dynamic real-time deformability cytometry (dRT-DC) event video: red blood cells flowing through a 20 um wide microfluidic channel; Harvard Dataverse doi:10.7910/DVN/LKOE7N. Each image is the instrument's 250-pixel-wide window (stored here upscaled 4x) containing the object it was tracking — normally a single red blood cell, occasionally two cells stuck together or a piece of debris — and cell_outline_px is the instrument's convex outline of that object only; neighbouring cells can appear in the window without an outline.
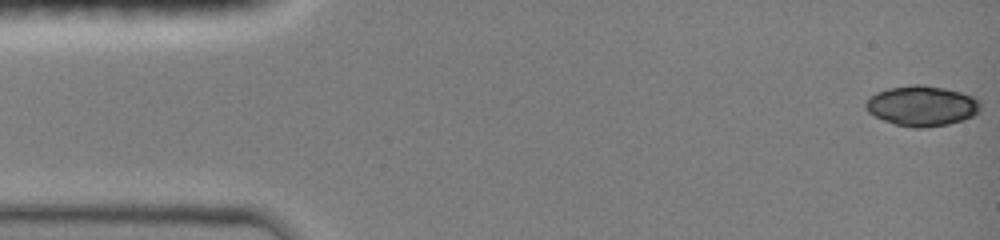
{"species": "common noctule bat (a hibernating species)", "species_latin": "Nyctalus noctula", "temperature_condition": "room temperature", "stored_images_in_passage": 39, "camera_frame_rate_fps": 3000, "um_per_image_px": 0.085, "animal": {"sex": "female", "body_mass_g": 19.0, "forearm_length_mm": 51.5}, "frame": {"image": 1, "passage_image": 1, "time_ms": 0.0, "image_size_px": [1000, 240], "cell_outline_px": [[980, 112], [964, 120], [948, 124], [924, 128], [912, 128], [896, 124], [884, 120], [868, 112], [864, 108], [864, 104], [868, 96], [876, 92], [888, 88], [912, 84], [924, 84], [944, 88], [960, 92], [972, 96], [980, 100]], "centroid_in_image_um": [78.34, 8.99], "position_along_channel_um": 6.7, "area_um2": 27.22}}
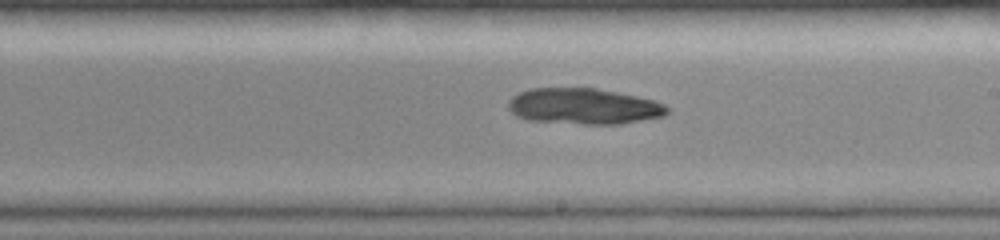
{"frame": {"image": 2, "passage_image": 22, "time_ms": 7.0, "image_size_px": [1000, 240], "cell_outline_px": [[668, 112], [664, 116], [620, 124], [584, 124], [528, 120], [516, 116], [508, 108], [508, 100], [512, 96], [520, 92], [532, 88], [596, 88], [636, 96], [652, 100], [664, 104], [668, 108]], "centroid_in_image_um": [49.59, 9.04], "position_along_channel_um": 239.4, "area_um2": 33.18}}
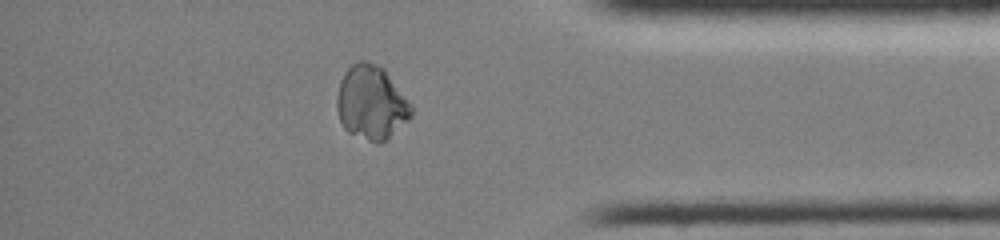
{"frame": {"image": 3, "passage_image": 33, "time_ms": 10.667, "image_size_px": [1000, 240], "cell_outline_px": [[412, 116], [408, 120], [380, 144], [376, 144], [348, 132], [344, 128], [340, 120], [336, 108], [336, 100], [340, 80], [344, 72], [356, 60], [368, 60], [384, 68], [412, 104]], "centroid_in_image_um": [31.55, 8.7], "position_along_channel_um": 403.6, "area_um2": 32.31}}